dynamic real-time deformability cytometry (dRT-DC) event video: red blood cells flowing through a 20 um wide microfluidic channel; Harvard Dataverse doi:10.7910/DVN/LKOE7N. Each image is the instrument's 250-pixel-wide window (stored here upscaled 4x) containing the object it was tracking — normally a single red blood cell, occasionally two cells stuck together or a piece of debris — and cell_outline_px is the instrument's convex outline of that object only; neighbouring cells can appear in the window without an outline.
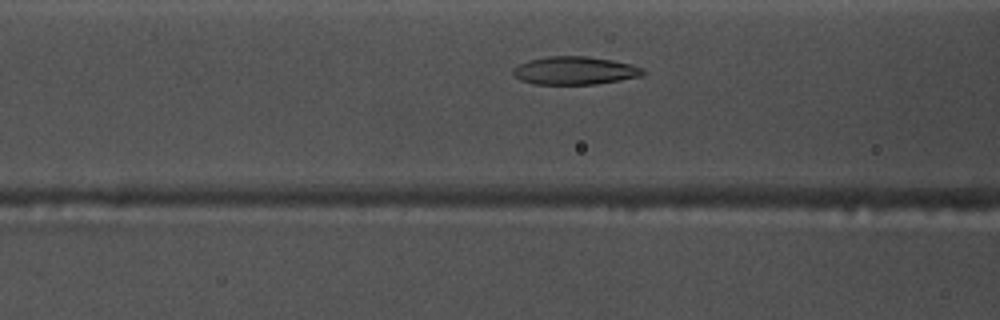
{"species": "common noctule bat (a hibernating species)", "species_latin": "Nyctalus noctula", "temperature_condition": "warm", "stored_images_in_passage": 33, "camera_frame_rate_fps": 3000, "um_per_image_px": 0.085, "animal": {"sex": "male", "body_mass_g": 17.5, "forearm_length_mm": 52.3}, "frame": {"image": 1, "passage_image": 11, "time_ms": 3.333, "image_size_px": [1000, 320], "cell_outline_px": [[644, 72], [640, 76], [620, 80], [596, 84], [532, 84], [520, 80], [512, 76], [512, 68], [528, 60], [548, 56], [588, 56], [612, 60], [632, 64], [644, 68]], "centroid_in_image_um": [48.82, 6.0], "position_along_channel_um": 117.8, "area_um2": 21.39}}
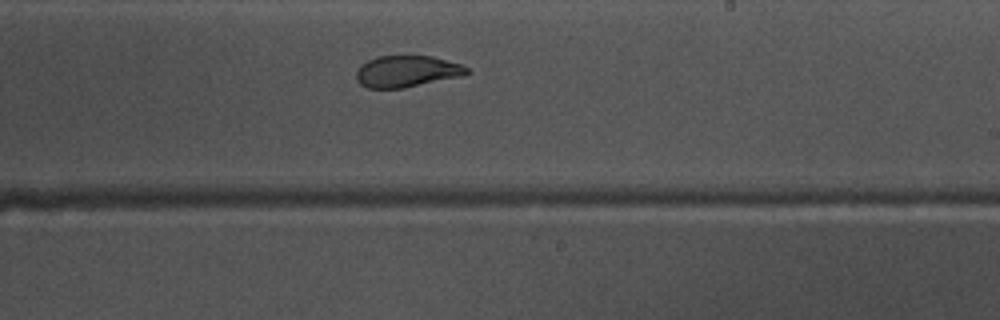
{"frame": {"image": 2, "passage_image": 22, "time_ms": 7.0, "image_size_px": [1000, 320], "cell_outline_px": [[472, 72], [464, 76], [404, 88], [368, 88], [360, 84], [356, 76], [356, 72], [368, 60], [380, 56], [432, 56], [460, 64], [468, 68]], "centroid_in_image_um": [34.64, 6.08], "position_along_channel_um": 254.4, "area_um2": 20.23}}
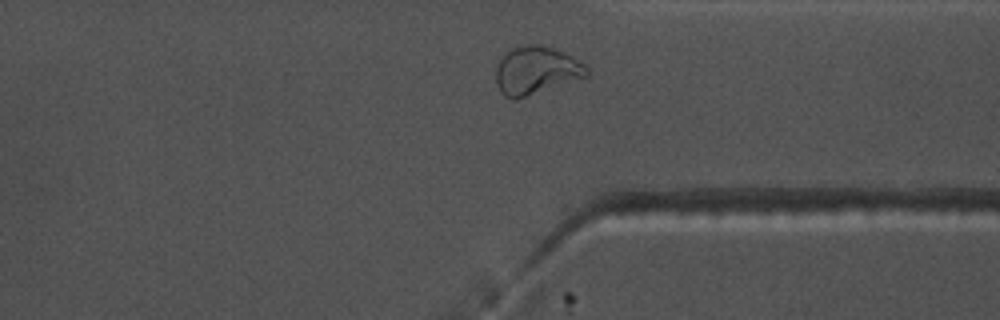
{"frame": {"image": 3, "passage_image": 31, "time_ms": 10.0, "image_size_px": [1000, 320], "cell_outline_px": [[588, 76], [516, 100], [512, 100], [504, 96], [500, 92], [496, 84], [496, 64], [508, 48], [524, 44], [536, 44], [552, 48], [564, 52], [572, 56], [584, 64], [588, 68]], "centroid_in_image_um": [45.53, 5.98], "position_along_channel_um": 365.9, "area_um2": 25.72}}